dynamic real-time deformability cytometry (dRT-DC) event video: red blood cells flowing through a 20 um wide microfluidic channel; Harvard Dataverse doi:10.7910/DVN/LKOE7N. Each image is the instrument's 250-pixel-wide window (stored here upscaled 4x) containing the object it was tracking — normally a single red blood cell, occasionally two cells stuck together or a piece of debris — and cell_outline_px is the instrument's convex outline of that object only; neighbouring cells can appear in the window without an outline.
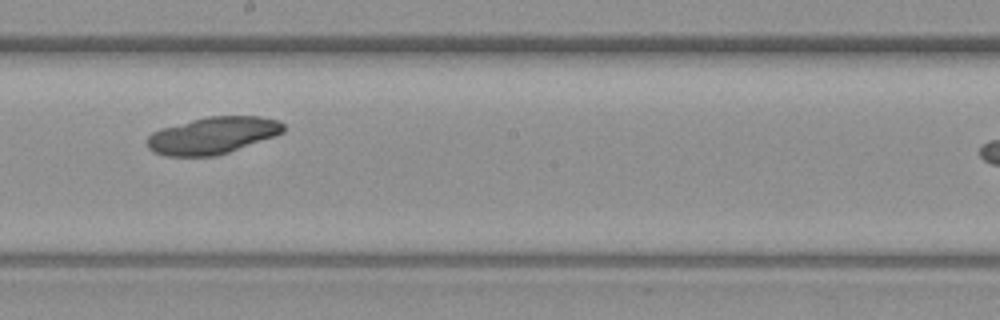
{"species": "common noctule bat (a hibernating species)", "species_latin": "Nyctalus noctula", "temperature_condition": "warm", "stored_images_in_passage": 9, "camera_frame_rate_fps": 3000, "um_per_image_px": 0.085, "animal": {"sex": "female", "body_mass_g": 19.3, "forearm_length_mm": 54.1}, "frame": {"image": 1, "passage_image": 6, "time_ms": 6.0, "image_size_px": [1000, 320], "cell_outline_px": [[284, 132], [276, 136], [216, 156], [164, 156], [152, 152], [148, 148], [148, 136], [152, 132], [160, 128], [208, 116], [260, 116], [280, 120], [284, 124]], "centroid_in_image_um": [18.09, 11.51], "position_along_channel_um": 230.1, "area_um2": 29.48}}
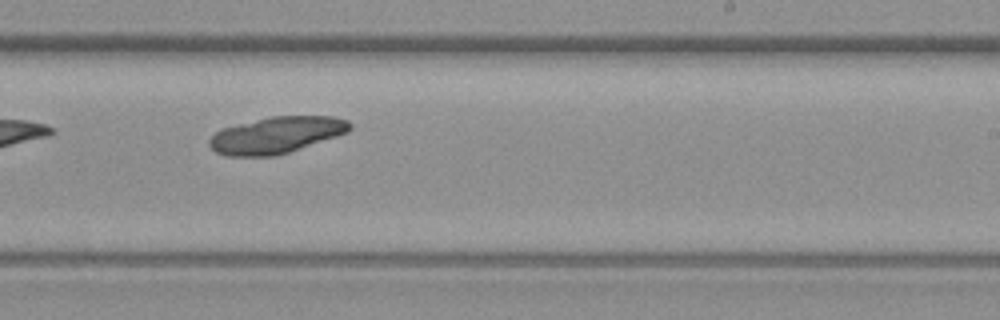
{"frame": {"image": 2, "passage_image": 7, "time_ms": 7.0, "image_size_px": [1000, 320], "cell_outline_px": [[352, 128], [348, 132], [276, 156], [224, 156], [216, 152], [208, 144], [208, 140], [220, 128], [272, 116], [332, 116], [348, 120], [352, 124]], "centroid_in_image_um": [23.47, 11.48], "position_along_channel_um": 265.5, "area_um2": 29.82}}
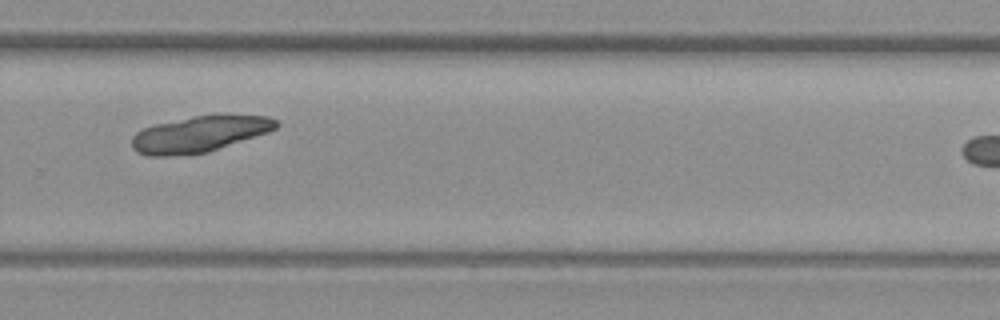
{"frame": {"image": 3, "passage_image": 8, "time_ms": 8.333, "image_size_px": [1000, 320], "cell_outline_px": [[280, 124], [276, 128], [268, 132], [208, 152], [168, 156], [148, 156], [136, 152], [132, 148], [132, 136], [136, 132], [144, 128], [156, 124], [196, 116], [224, 112], [268, 116], [276, 120]], "centroid_in_image_um": [17.01, 11.36], "position_along_channel_um": 312.8, "area_um2": 30.81}}